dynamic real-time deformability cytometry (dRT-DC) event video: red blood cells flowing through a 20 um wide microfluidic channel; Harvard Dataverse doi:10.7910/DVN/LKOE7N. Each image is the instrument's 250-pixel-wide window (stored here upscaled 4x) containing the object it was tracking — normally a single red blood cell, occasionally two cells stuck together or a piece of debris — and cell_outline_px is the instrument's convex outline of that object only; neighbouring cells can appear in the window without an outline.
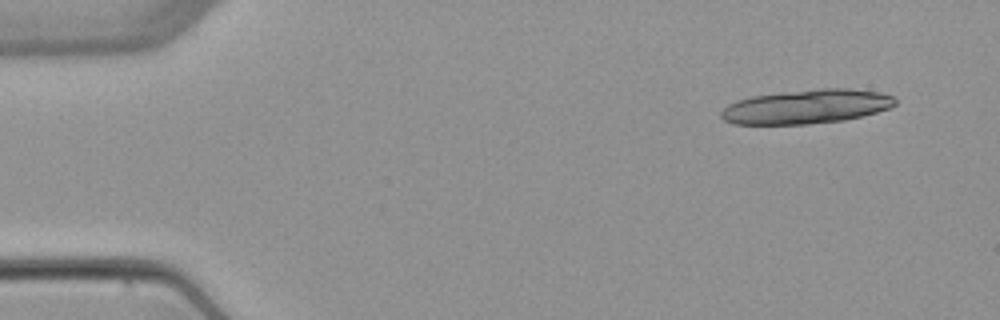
{"species": "common noctule bat (a hibernating species)", "species_latin": "Nyctalus noctula", "temperature_condition": "warm", "stored_images_in_passage": 8, "segment_of_instrument_passage": [1, 2], "camera_frame_rate_fps": 3000, "um_per_image_px": 0.085, "animal": {"sex": "female", "body_mass_g": 22.7, "forearm_length_mm": 54.2}, "frame": {"image": 1, "passage_image": 1, "time_ms": 0.0, "image_size_px": [1000, 320], "cell_outline_px": [[896, 104], [888, 108], [876, 112], [844, 120], [808, 124], [732, 124], [724, 120], [720, 116], [720, 112], [728, 104], [736, 100], [752, 96], [784, 92], [820, 88], [848, 88], [880, 92], [892, 96], [896, 100]], "centroid_in_image_um": [68.52, 9.06], "position_along_channel_um": 16.5, "area_um2": 34.56}}